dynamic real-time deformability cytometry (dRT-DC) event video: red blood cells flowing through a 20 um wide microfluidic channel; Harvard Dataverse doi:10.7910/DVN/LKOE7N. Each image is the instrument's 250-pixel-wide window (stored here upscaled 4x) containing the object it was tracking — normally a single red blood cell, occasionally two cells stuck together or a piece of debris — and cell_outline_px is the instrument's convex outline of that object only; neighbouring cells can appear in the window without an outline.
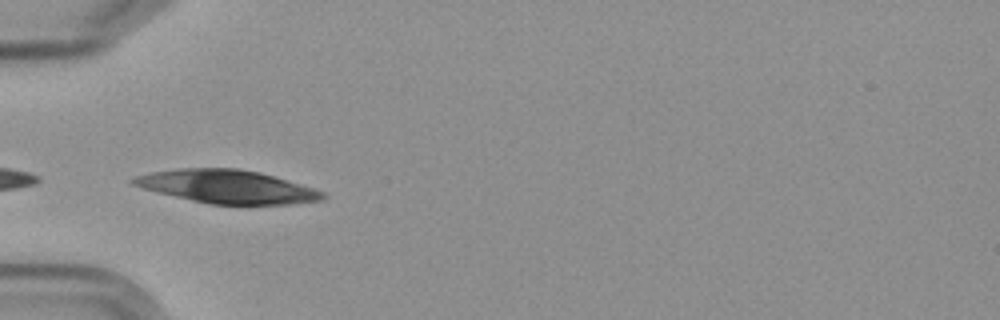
{"species": "Egyptian fruit bat (a non-hibernating species)", "species_latin": "Rousettus aegyptiacus", "temperature_condition": "cold", "stored_images_in_passage": 10, "camera_frame_rate_fps": 3000, "um_per_image_px": 0.085, "frame": {"image": 1, "passage_image": 5, "time_ms": 5.667, "image_size_px": [1000, 320], "cell_outline_px": [[328, 196], [324, 200], [292, 204], [208, 204], [156, 192], [132, 184], [128, 180], [136, 176], [152, 172], [176, 168], [236, 168], [260, 172], [316, 188], [324, 192]], "centroid_in_image_um": [19.34, 15.86], "position_along_channel_um": 65.7, "area_um2": 36.88}}
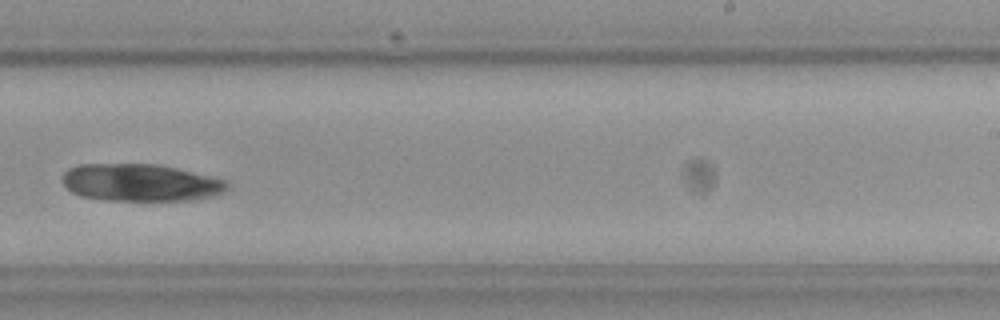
{"frame": {"image": 2, "passage_image": 10, "time_ms": 11.667, "image_size_px": [1000, 320], "cell_outline_px": [[232, 184], [224, 192], [212, 196], [192, 200], [100, 200], [80, 196], [72, 192], [60, 180], [60, 176], [68, 168], [80, 164], [156, 164], [176, 168], [224, 180]], "centroid_in_image_um": [11.9, 15.52], "position_along_channel_um": 277.1, "area_um2": 35.95}}